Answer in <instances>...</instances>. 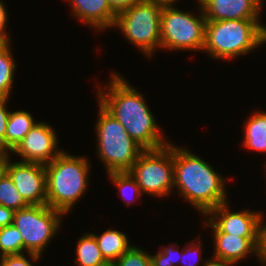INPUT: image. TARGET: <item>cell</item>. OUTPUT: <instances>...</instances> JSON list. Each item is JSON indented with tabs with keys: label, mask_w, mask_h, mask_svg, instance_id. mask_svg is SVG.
Masks as SVG:
<instances>
[{
	"label": "cell",
	"mask_w": 266,
	"mask_h": 266,
	"mask_svg": "<svg viewBox=\"0 0 266 266\" xmlns=\"http://www.w3.org/2000/svg\"><path fill=\"white\" fill-rule=\"evenodd\" d=\"M214 234V258L228 260L234 263H239L241 260L250 254H255L260 262L257 252V238L239 237L237 235L213 232Z\"/></svg>",
	"instance_id": "15"
},
{
	"label": "cell",
	"mask_w": 266,
	"mask_h": 266,
	"mask_svg": "<svg viewBox=\"0 0 266 266\" xmlns=\"http://www.w3.org/2000/svg\"><path fill=\"white\" fill-rule=\"evenodd\" d=\"M4 162L5 172L29 205H45L47 198L44 164L35 162Z\"/></svg>",
	"instance_id": "10"
},
{
	"label": "cell",
	"mask_w": 266,
	"mask_h": 266,
	"mask_svg": "<svg viewBox=\"0 0 266 266\" xmlns=\"http://www.w3.org/2000/svg\"><path fill=\"white\" fill-rule=\"evenodd\" d=\"M98 243L99 249L104 259L113 264L122 254H124L132 245L125 233L116 229H108L100 236L92 233Z\"/></svg>",
	"instance_id": "16"
},
{
	"label": "cell",
	"mask_w": 266,
	"mask_h": 266,
	"mask_svg": "<svg viewBox=\"0 0 266 266\" xmlns=\"http://www.w3.org/2000/svg\"><path fill=\"white\" fill-rule=\"evenodd\" d=\"M106 92L97 88L99 103L126 129L144 150H156L169 143L162 137L146 100L123 76L113 73Z\"/></svg>",
	"instance_id": "1"
},
{
	"label": "cell",
	"mask_w": 266,
	"mask_h": 266,
	"mask_svg": "<svg viewBox=\"0 0 266 266\" xmlns=\"http://www.w3.org/2000/svg\"><path fill=\"white\" fill-rule=\"evenodd\" d=\"M72 6V15L82 23L100 31L112 28L117 14L107 0H68Z\"/></svg>",
	"instance_id": "14"
},
{
	"label": "cell",
	"mask_w": 266,
	"mask_h": 266,
	"mask_svg": "<svg viewBox=\"0 0 266 266\" xmlns=\"http://www.w3.org/2000/svg\"><path fill=\"white\" fill-rule=\"evenodd\" d=\"M9 152L11 154L12 149L6 143L5 138L0 136V162H5L10 158Z\"/></svg>",
	"instance_id": "33"
},
{
	"label": "cell",
	"mask_w": 266,
	"mask_h": 266,
	"mask_svg": "<svg viewBox=\"0 0 266 266\" xmlns=\"http://www.w3.org/2000/svg\"><path fill=\"white\" fill-rule=\"evenodd\" d=\"M174 6L163 7L160 22V48L175 51H203L207 20L200 2L201 15L199 14L198 17L178 10Z\"/></svg>",
	"instance_id": "8"
},
{
	"label": "cell",
	"mask_w": 266,
	"mask_h": 266,
	"mask_svg": "<svg viewBox=\"0 0 266 266\" xmlns=\"http://www.w3.org/2000/svg\"><path fill=\"white\" fill-rule=\"evenodd\" d=\"M194 241L195 240H192V242H190L191 243V244H189L190 247L187 245V247H185L184 249H182V251H181V257H180L181 260H180L179 266H199L198 264L201 261L200 260L201 259V254L200 253H201V248L202 247H201V243L200 242L198 243V240H197V243H195ZM192 254L193 255H196L197 254L195 256L196 260L195 259L194 260L192 259L195 262H193V263L191 262V264L190 263H187L186 264V262H184L185 261L184 258L187 259L189 257V255L192 256ZM188 261H189V259H188Z\"/></svg>",
	"instance_id": "26"
},
{
	"label": "cell",
	"mask_w": 266,
	"mask_h": 266,
	"mask_svg": "<svg viewBox=\"0 0 266 266\" xmlns=\"http://www.w3.org/2000/svg\"><path fill=\"white\" fill-rule=\"evenodd\" d=\"M23 253V239L12 224L0 228V257Z\"/></svg>",
	"instance_id": "23"
},
{
	"label": "cell",
	"mask_w": 266,
	"mask_h": 266,
	"mask_svg": "<svg viewBox=\"0 0 266 266\" xmlns=\"http://www.w3.org/2000/svg\"><path fill=\"white\" fill-rule=\"evenodd\" d=\"M111 9L118 14L142 0H107Z\"/></svg>",
	"instance_id": "31"
},
{
	"label": "cell",
	"mask_w": 266,
	"mask_h": 266,
	"mask_svg": "<svg viewBox=\"0 0 266 266\" xmlns=\"http://www.w3.org/2000/svg\"><path fill=\"white\" fill-rule=\"evenodd\" d=\"M75 263L79 266H107L95 236L90 232L78 239Z\"/></svg>",
	"instance_id": "19"
},
{
	"label": "cell",
	"mask_w": 266,
	"mask_h": 266,
	"mask_svg": "<svg viewBox=\"0 0 266 266\" xmlns=\"http://www.w3.org/2000/svg\"><path fill=\"white\" fill-rule=\"evenodd\" d=\"M5 172L4 162H0V176Z\"/></svg>",
	"instance_id": "37"
},
{
	"label": "cell",
	"mask_w": 266,
	"mask_h": 266,
	"mask_svg": "<svg viewBox=\"0 0 266 266\" xmlns=\"http://www.w3.org/2000/svg\"><path fill=\"white\" fill-rule=\"evenodd\" d=\"M6 4H4L3 0H0V42H10L9 35L7 36V31H6V24L7 22V12L6 10L7 7H5Z\"/></svg>",
	"instance_id": "29"
},
{
	"label": "cell",
	"mask_w": 266,
	"mask_h": 266,
	"mask_svg": "<svg viewBox=\"0 0 266 266\" xmlns=\"http://www.w3.org/2000/svg\"><path fill=\"white\" fill-rule=\"evenodd\" d=\"M225 181L205 160L174 146V188L202 215L228 202Z\"/></svg>",
	"instance_id": "2"
},
{
	"label": "cell",
	"mask_w": 266,
	"mask_h": 266,
	"mask_svg": "<svg viewBox=\"0 0 266 266\" xmlns=\"http://www.w3.org/2000/svg\"><path fill=\"white\" fill-rule=\"evenodd\" d=\"M204 262L205 263H203L202 266H233V264H236L228 260L218 259L214 257H212L211 259L205 260Z\"/></svg>",
	"instance_id": "34"
},
{
	"label": "cell",
	"mask_w": 266,
	"mask_h": 266,
	"mask_svg": "<svg viewBox=\"0 0 266 266\" xmlns=\"http://www.w3.org/2000/svg\"><path fill=\"white\" fill-rule=\"evenodd\" d=\"M83 156L63 152L44 165L46 170V204L64 215L85 194L88 186L90 163ZM88 181V182H87Z\"/></svg>",
	"instance_id": "3"
},
{
	"label": "cell",
	"mask_w": 266,
	"mask_h": 266,
	"mask_svg": "<svg viewBox=\"0 0 266 266\" xmlns=\"http://www.w3.org/2000/svg\"><path fill=\"white\" fill-rule=\"evenodd\" d=\"M10 48V42L0 43V98H9L14 83L17 66Z\"/></svg>",
	"instance_id": "20"
},
{
	"label": "cell",
	"mask_w": 266,
	"mask_h": 266,
	"mask_svg": "<svg viewBox=\"0 0 266 266\" xmlns=\"http://www.w3.org/2000/svg\"><path fill=\"white\" fill-rule=\"evenodd\" d=\"M55 129L46 122H37L24 139L12 150L24 162L47 164L63 151L57 149Z\"/></svg>",
	"instance_id": "11"
},
{
	"label": "cell",
	"mask_w": 266,
	"mask_h": 266,
	"mask_svg": "<svg viewBox=\"0 0 266 266\" xmlns=\"http://www.w3.org/2000/svg\"><path fill=\"white\" fill-rule=\"evenodd\" d=\"M14 210L0 205V228L12 225Z\"/></svg>",
	"instance_id": "32"
},
{
	"label": "cell",
	"mask_w": 266,
	"mask_h": 266,
	"mask_svg": "<svg viewBox=\"0 0 266 266\" xmlns=\"http://www.w3.org/2000/svg\"><path fill=\"white\" fill-rule=\"evenodd\" d=\"M207 21L260 19L262 0H198Z\"/></svg>",
	"instance_id": "13"
},
{
	"label": "cell",
	"mask_w": 266,
	"mask_h": 266,
	"mask_svg": "<svg viewBox=\"0 0 266 266\" xmlns=\"http://www.w3.org/2000/svg\"><path fill=\"white\" fill-rule=\"evenodd\" d=\"M262 213L259 212L256 248L261 258L266 253V223H263ZM263 224V225H262Z\"/></svg>",
	"instance_id": "27"
},
{
	"label": "cell",
	"mask_w": 266,
	"mask_h": 266,
	"mask_svg": "<svg viewBox=\"0 0 266 266\" xmlns=\"http://www.w3.org/2000/svg\"><path fill=\"white\" fill-rule=\"evenodd\" d=\"M242 144L254 152L266 153V112H255L244 124Z\"/></svg>",
	"instance_id": "17"
},
{
	"label": "cell",
	"mask_w": 266,
	"mask_h": 266,
	"mask_svg": "<svg viewBox=\"0 0 266 266\" xmlns=\"http://www.w3.org/2000/svg\"><path fill=\"white\" fill-rule=\"evenodd\" d=\"M228 202L220 204L210 210L205 216L208 221L204 222L213 229V232H223L237 235L239 237L257 238L258 212L240 210L232 212L227 205Z\"/></svg>",
	"instance_id": "12"
},
{
	"label": "cell",
	"mask_w": 266,
	"mask_h": 266,
	"mask_svg": "<svg viewBox=\"0 0 266 266\" xmlns=\"http://www.w3.org/2000/svg\"><path fill=\"white\" fill-rule=\"evenodd\" d=\"M174 246L178 245L163 247L161 251H157L156 255H150L151 266H179L181 251Z\"/></svg>",
	"instance_id": "25"
},
{
	"label": "cell",
	"mask_w": 266,
	"mask_h": 266,
	"mask_svg": "<svg viewBox=\"0 0 266 266\" xmlns=\"http://www.w3.org/2000/svg\"><path fill=\"white\" fill-rule=\"evenodd\" d=\"M8 98H0V136L5 138L7 121L10 111L7 109Z\"/></svg>",
	"instance_id": "30"
},
{
	"label": "cell",
	"mask_w": 266,
	"mask_h": 266,
	"mask_svg": "<svg viewBox=\"0 0 266 266\" xmlns=\"http://www.w3.org/2000/svg\"><path fill=\"white\" fill-rule=\"evenodd\" d=\"M0 205L14 211L29 206L6 172L0 176Z\"/></svg>",
	"instance_id": "21"
},
{
	"label": "cell",
	"mask_w": 266,
	"mask_h": 266,
	"mask_svg": "<svg viewBox=\"0 0 266 266\" xmlns=\"http://www.w3.org/2000/svg\"><path fill=\"white\" fill-rule=\"evenodd\" d=\"M64 214L45 205H29L14 212L13 225L23 239V253L34 261L40 259L45 247L61 226Z\"/></svg>",
	"instance_id": "7"
},
{
	"label": "cell",
	"mask_w": 266,
	"mask_h": 266,
	"mask_svg": "<svg viewBox=\"0 0 266 266\" xmlns=\"http://www.w3.org/2000/svg\"><path fill=\"white\" fill-rule=\"evenodd\" d=\"M110 181L119 189L120 195L123 197V199L127 202V205H130L131 202H135L136 199L139 198V196H142V192L140 190L139 185L137 184L136 179L131 175L129 171L124 172H110L108 173ZM129 191V192H128ZM128 192V193H127ZM131 192L132 196L134 195V199H125ZM133 192V193H132ZM138 197V198H137Z\"/></svg>",
	"instance_id": "22"
},
{
	"label": "cell",
	"mask_w": 266,
	"mask_h": 266,
	"mask_svg": "<svg viewBox=\"0 0 266 266\" xmlns=\"http://www.w3.org/2000/svg\"><path fill=\"white\" fill-rule=\"evenodd\" d=\"M163 7L145 0L119 12L113 25L142 53L152 57L160 49V22Z\"/></svg>",
	"instance_id": "6"
},
{
	"label": "cell",
	"mask_w": 266,
	"mask_h": 266,
	"mask_svg": "<svg viewBox=\"0 0 266 266\" xmlns=\"http://www.w3.org/2000/svg\"><path fill=\"white\" fill-rule=\"evenodd\" d=\"M260 263L262 266H266V253L260 258Z\"/></svg>",
	"instance_id": "36"
},
{
	"label": "cell",
	"mask_w": 266,
	"mask_h": 266,
	"mask_svg": "<svg viewBox=\"0 0 266 266\" xmlns=\"http://www.w3.org/2000/svg\"><path fill=\"white\" fill-rule=\"evenodd\" d=\"M113 266H151L150 254L132 245Z\"/></svg>",
	"instance_id": "24"
},
{
	"label": "cell",
	"mask_w": 266,
	"mask_h": 266,
	"mask_svg": "<svg viewBox=\"0 0 266 266\" xmlns=\"http://www.w3.org/2000/svg\"><path fill=\"white\" fill-rule=\"evenodd\" d=\"M0 266H3V256L0 257Z\"/></svg>",
	"instance_id": "38"
},
{
	"label": "cell",
	"mask_w": 266,
	"mask_h": 266,
	"mask_svg": "<svg viewBox=\"0 0 266 266\" xmlns=\"http://www.w3.org/2000/svg\"><path fill=\"white\" fill-rule=\"evenodd\" d=\"M266 40V25L260 19L207 21L203 51L219 60L247 54Z\"/></svg>",
	"instance_id": "4"
},
{
	"label": "cell",
	"mask_w": 266,
	"mask_h": 266,
	"mask_svg": "<svg viewBox=\"0 0 266 266\" xmlns=\"http://www.w3.org/2000/svg\"><path fill=\"white\" fill-rule=\"evenodd\" d=\"M142 194L164 197L174 188V145L144 150L129 170Z\"/></svg>",
	"instance_id": "9"
},
{
	"label": "cell",
	"mask_w": 266,
	"mask_h": 266,
	"mask_svg": "<svg viewBox=\"0 0 266 266\" xmlns=\"http://www.w3.org/2000/svg\"><path fill=\"white\" fill-rule=\"evenodd\" d=\"M34 120L32 115L27 111H10L6 126L5 140L12 150L37 123Z\"/></svg>",
	"instance_id": "18"
},
{
	"label": "cell",
	"mask_w": 266,
	"mask_h": 266,
	"mask_svg": "<svg viewBox=\"0 0 266 266\" xmlns=\"http://www.w3.org/2000/svg\"><path fill=\"white\" fill-rule=\"evenodd\" d=\"M3 266H33L24 253L3 256Z\"/></svg>",
	"instance_id": "28"
},
{
	"label": "cell",
	"mask_w": 266,
	"mask_h": 266,
	"mask_svg": "<svg viewBox=\"0 0 266 266\" xmlns=\"http://www.w3.org/2000/svg\"><path fill=\"white\" fill-rule=\"evenodd\" d=\"M145 1L158 4L162 7H166V6H173V4L178 0H145Z\"/></svg>",
	"instance_id": "35"
},
{
	"label": "cell",
	"mask_w": 266,
	"mask_h": 266,
	"mask_svg": "<svg viewBox=\"0 0 266 266\" xmlns=\"http://www.w3.org/2000/svg\"><path fill=\"white\" fill-rule=\"evenodd\" d=\"M95 123L97 154L107 173L129 171L144 149L134 141L124 126L99 103Z\"/></svg>",
	"instance_id": "5"
}]
</instances>
